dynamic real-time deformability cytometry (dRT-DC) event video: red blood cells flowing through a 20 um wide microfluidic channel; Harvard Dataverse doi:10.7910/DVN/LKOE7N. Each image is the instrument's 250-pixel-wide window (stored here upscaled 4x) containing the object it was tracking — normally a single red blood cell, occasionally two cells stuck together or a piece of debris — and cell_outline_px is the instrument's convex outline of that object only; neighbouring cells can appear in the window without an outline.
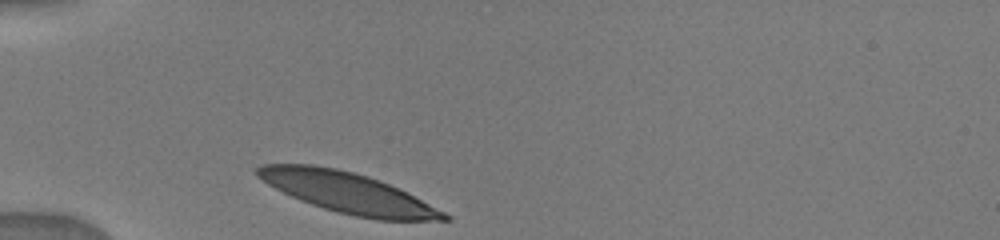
{"species": "human", "species_latin": "Homo sapiens", "temperature_condition": "warm", "stored_images_in_passage": 22, "camera_frame_rate_fps": 3000, "um_per_image_px": 0.085, "donor": {"sex": "male"}, "frame": {"image": 1, "passage_image": 1, "time_ms": 0.0, "image_size_px": [1000, 240], "cell_outline_px": [[452, 220], [376, 220], [336, 212], [300, 200], [268, 184], [256, 176], [256, 168], [260, 164], [312, 164], [336, 168], [368, 176], [380, 180], [452, 216]], "centroid_in_image_um": [29.52, 16.37], "position_along_channel_um": 55.5, "area_um2": 43.41}}
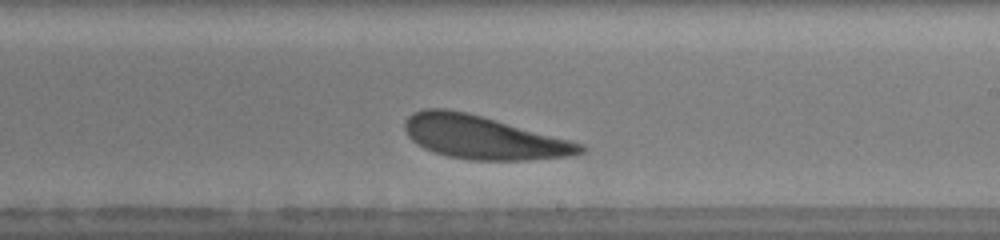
{"frame": {"image": 2, "passage_image": 13, "time_ms": 5.333, "image_size_px": [1000, 240], "cell_outline_px": [[588, 148], [584, 152], [568, 156], [528, 160], [468, 160], [448, 156], [424, 148], [412, 140], [408, 136], [404, 128], [404, 120], [412, 112], [424, 108], [444, 108], [468, 112], [572, 140], [584, 144]], "centroid_in_image_um": [41.09, 11.67], "position_along_channel_um": 247.9, "area_um2": 44.51}}
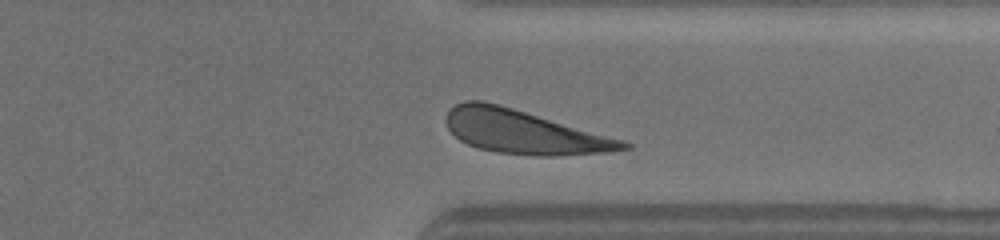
{"frame": {"image": 3, "passage_image": 20, "time_ms": 8.333, "image_size_px": [1000, 240], "cell_outline_px": [[632, 148], [612, 152], [560, 156], [536, 156], [496, 152], [480, 148], [468, 144], [460, 140], [448, 128], [444, 120], [448, 112], [456, 104], [464, 100], [484, 100], [624, 140], [632, 144]], "centroid_in_image_um": [44.55, 11.23], "position_along_channel_um": 366.9, "area_um2": 44.97}}